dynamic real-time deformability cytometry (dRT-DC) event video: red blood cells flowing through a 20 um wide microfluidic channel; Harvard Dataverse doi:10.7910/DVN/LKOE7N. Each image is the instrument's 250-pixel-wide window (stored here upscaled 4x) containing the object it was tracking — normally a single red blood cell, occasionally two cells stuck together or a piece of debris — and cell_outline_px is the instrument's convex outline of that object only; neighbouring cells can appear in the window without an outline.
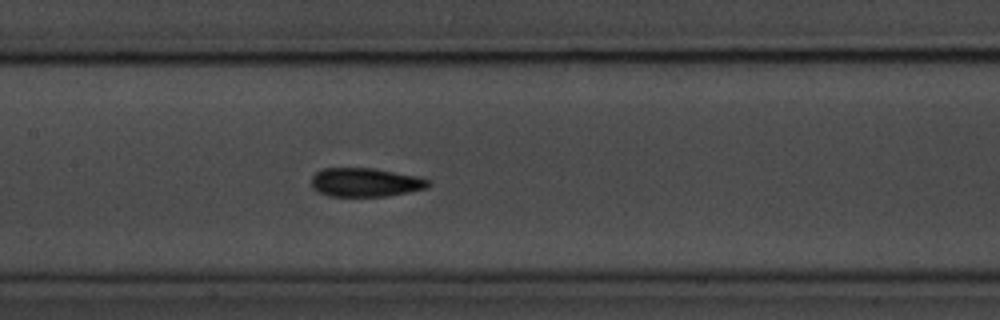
{"species": "common noctule bat (a hibernating species)", "species_latin": "Nyctalus noctula", "temperature_condition": "room temperature", "stored_images_in_passage": 46, "camera_frame_rate_fps": 3000, "um_per_image_px": 0.085, "animal": {"sex": "male", "body_mass_g": 20.1, "forearm_length_mm": 53.5}, "frame": {"image": 1, "passage_image": 20, "time_ms": 6.333, "image_size_px": [1000, 320], "cell_outline_px": [[432, 184], [428, 188], [388, 196], [328, 196], [316, 192], [312, 188], [312, 176], [316, 172], [324, 168], [376, 168], [420, 176], [432, 180]], "centroid_in_image_um": [31.11, 15.49], "position_along_channel_um": 176.3, "area_um2": 20.06}, "authors_computed_cell_mechanics": {"area_um2": 19.1607, "velocity_mm_per_s": 3.661, "shape_relaxation_time_tau1_ms": 2.9649, "shape_relaxation_time_tau2_ms": 2.3652, "deformation_change_tau1": 0.1201, "deformation_change_tau2": 0.0768}}